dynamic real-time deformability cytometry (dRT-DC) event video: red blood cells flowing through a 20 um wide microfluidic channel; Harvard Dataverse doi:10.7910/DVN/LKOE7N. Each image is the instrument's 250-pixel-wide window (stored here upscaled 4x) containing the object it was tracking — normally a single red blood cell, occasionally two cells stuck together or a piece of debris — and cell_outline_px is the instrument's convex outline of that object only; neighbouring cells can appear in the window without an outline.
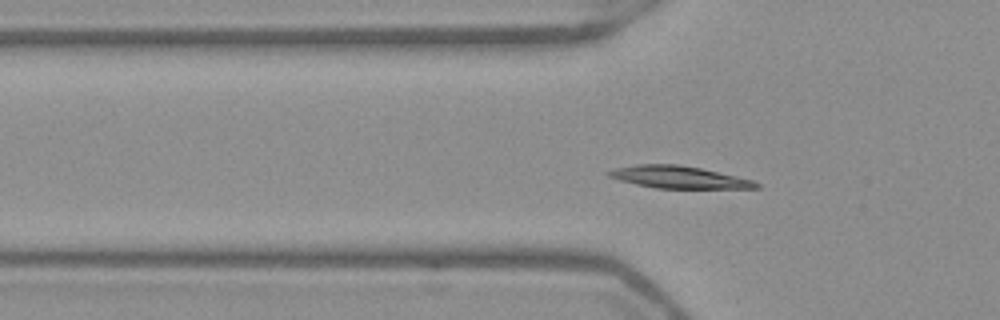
{"species": "Egyptian fruit bat (a non-hibernating species)", "species_latin": "Rousettus aegyptiacus", "temperature_condition": "warm", "stored_images_in_passage": 51, "camera_frame_rate_fps": 3000, "um_per_image_px": 0.085, "frame": {"image": 1, "passage_image": 15, "time_ms": 4.667, "image_size_px": [1000, 320], "cell_outline_px": [[760, 188], [656, 188], [636, 184], [620, 180], [608, 176], [604, 172], [616, 168], [636, 164], [676, 164], [700, 168], [736, 176], [752, 180], [760, 184]], "centroid_in_image_um": [57.66, 15.06], "position_along_channel_um": 68.1, "area_um2": 18.9}}
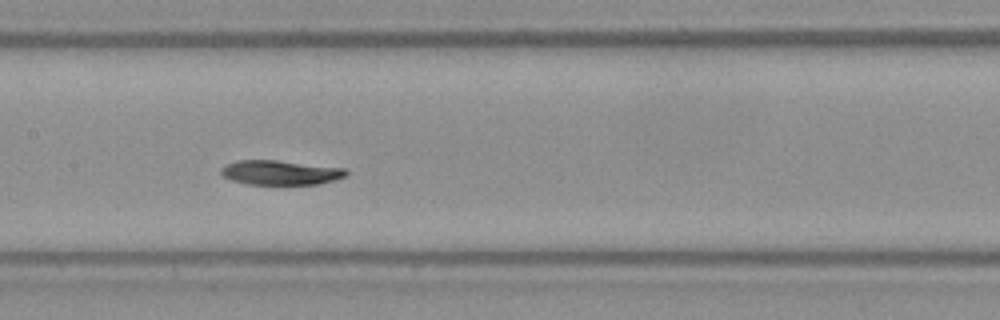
{"frame": {"image": 2, "passage_image": 24, "time_ms": 7.667, "image_size_px": [1000, 320], "cell_outline_px": [[348, 172], [344, 176], [320, 184], [244, 184], [220, 176], [220, 168], [236, 160], [276, 160], [344, 168]], "centroid_in_image_um": [23.76, 14.67], "position_along_channel_um": 183.6, "area_um2": 17.8}}
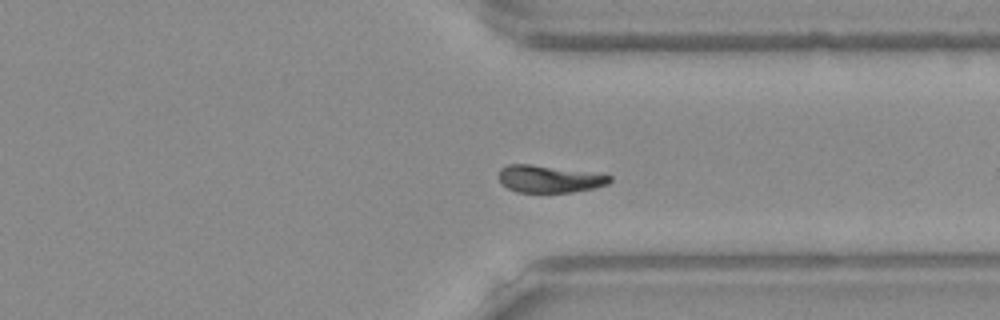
{"frame": {"image": 3, "passage_image": 38, "time_ms": 12.333, "image_size_px": [1000, 320], "cell_outline_px": [[612, 180], [608, 184], [596, 188], [572, 192], [516, 192], [500, 184], [496, 176], [500, 168], [508, 164], [532, 164], [612, 176]], "centroid_in_image_um": [46.6, 15.22], "position_along_channel_um": 364.8, "area_um2": 17.69}, "authors_computed_cell_mechanics": {"area_um2": 18.496, "velocity_mm_per_s": 3.8793, "shape_relaxation_time_tau1_ms": 5.4016, "shape_relaxation_time_tau2_ms": null, "deformation_change_tau1": 0.1372, "deformation_change_tau2": null}}